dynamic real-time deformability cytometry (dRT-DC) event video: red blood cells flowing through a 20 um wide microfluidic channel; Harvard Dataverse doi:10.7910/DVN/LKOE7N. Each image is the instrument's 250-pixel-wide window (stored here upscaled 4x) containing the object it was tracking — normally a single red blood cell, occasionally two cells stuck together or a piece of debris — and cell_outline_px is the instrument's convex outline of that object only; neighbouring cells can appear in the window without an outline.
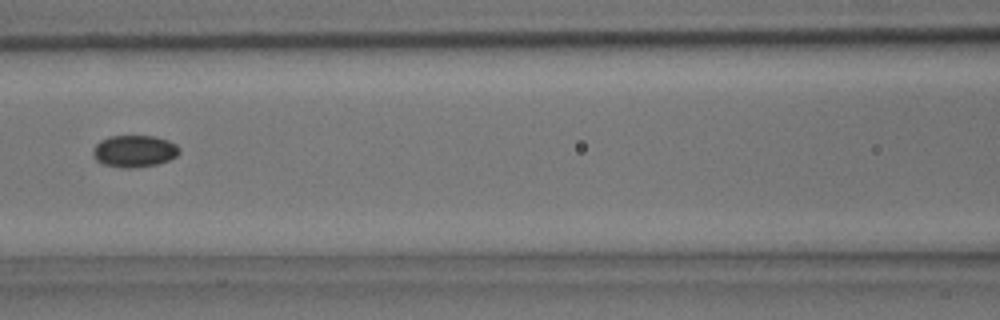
{"species": "common noctule bat (a hibernating species)", "species_latin": "Nyctalus noctula", "temperature_condition": "room temperature", "stored_images_in_passage": 4, "camera_frame_rate_fps": 3000, "um_per_image_px": 0.085, "animal": {"sex": "male", "body_mass_g": 15.6}, "frame": {"image": 1, "passage_image": 4, "time_ms": 1.0, "image_size_px": [1000, 320], "cell_outline_px": [[180, 152], [176, 156], [168, 160], [156, 164], [128, 168], [124, 168], [104, 164], [96, 160], [92, 152], [96, 144], [100, 140], [108, 136], [156, 136], [168, 140], [176, 144], [180, 148]], "centroid_in_image_um": [11.42, 12.83], "position_along_channel_um": 155.2, "area_um2": 16.01}}